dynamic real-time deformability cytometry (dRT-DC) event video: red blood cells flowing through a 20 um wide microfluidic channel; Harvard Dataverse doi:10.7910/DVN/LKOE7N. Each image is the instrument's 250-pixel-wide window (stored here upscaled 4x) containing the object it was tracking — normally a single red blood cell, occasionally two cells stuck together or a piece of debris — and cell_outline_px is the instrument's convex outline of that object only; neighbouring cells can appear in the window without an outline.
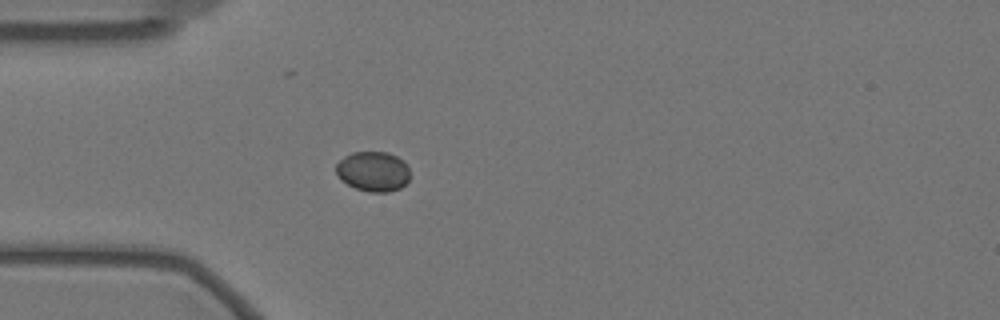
{"species": "Egyptian fruit bat (a non-hibernating species)", "species_latin": "Rousettus aegyptiacus", "temperature_condition": "warm", "stored_images_in_passage": 4, "camera_frame_rate_fps": 3000, "um_per_image_px": 0.085, "animal": {"sex": "female"}, "frame": {"image": 1, "passage_image": 1, "time_ms": 0.0, "image_size_px": [1000, 320], "cell_outline_px": [[408, 180], [400, 188], [388, 192], [368, 192], [356, 188], [340, 180], [336, 172], [336, 164], [344, 156], [352, 152], [388, 152], [404, 160], [408, 168]], "centroid_in_image_um": [31.7, 14.56], "position_along_channel_um": 53.3, "area_um2": 17.22}}